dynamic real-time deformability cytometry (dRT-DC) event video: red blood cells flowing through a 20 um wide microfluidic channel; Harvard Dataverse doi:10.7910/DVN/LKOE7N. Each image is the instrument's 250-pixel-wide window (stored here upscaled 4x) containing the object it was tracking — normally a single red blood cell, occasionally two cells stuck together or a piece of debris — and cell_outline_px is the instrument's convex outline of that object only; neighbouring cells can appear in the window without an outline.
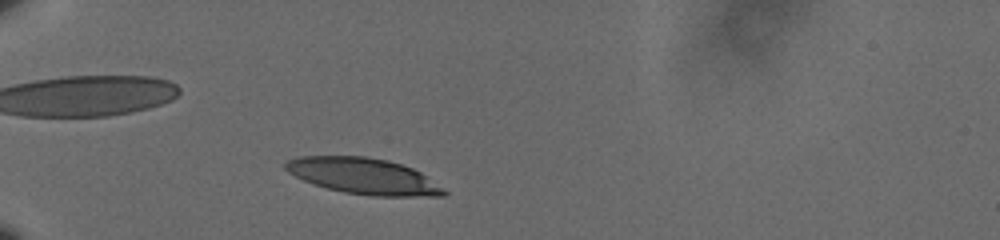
{"species": "human", "species_latin": "Homo sapiens", "temperature_condition": "cold", "stored_images_in_passage": 39, "camera_frame_rate_fps": 3000, "um_per_image_px": 0.085, "donor": {"sex": "male"}, "frame": {"image": 1, "passage_image": 5, "time_ms": 1.333, "image_size_px": [1000, 240], "cell_outline_px": [[448, 192], [444, 196], [372, 196], [344, 192], [328, 188], [304, 180], [288, 172], [284, 168], [284, 164], [288, 160], [300, 156], [364, 156], [388, 160], [412, 168], [420, 172]], "centroid_in_image_um": [30.89, 14.96], "position_along_channel_um": 54.1, "area_um2": 32.95}}
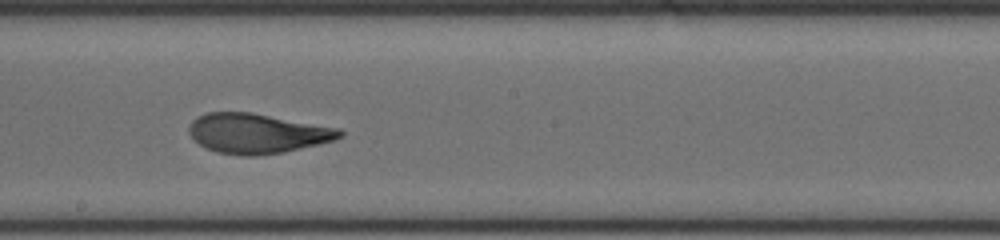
{"frame": {"image": 2, "passage_image": 22, "time_ms": 7.0, "image_size_px": [1000, 240], "cell_outline_px": [[344, 136], [332, 140], [284, 152], [256, 156], [244, 156], [216, 152], [204, 148], [188, 132], [188, 128], [192, 120], [196, 116], [208, 112], [252, 112], [340, 128], [344, 132]], "centroid_in_image_um": [21.84, 11.33], "position_along_channel_um": 226.4, "area_um2": 35.08}}
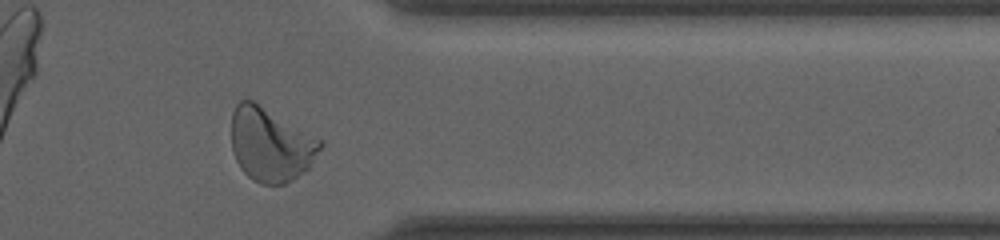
{"frame": {"image": 3, "passage_image": 36, "time_ms": 11.667, "image_size_px": [1000, 240], "cell_outline_px": [[324, 144], [308, 168], [304, 172], [292, 180], [284, 184], [260, 184], [252, 180], [240, 168], [236, 160], [232, 148], [232, 112], [236, 104], [240, 100], [252, 100], [320, 140]], "centroid_in_image_um": [22.97, 12.31], "position_along_channel_um": 388.4, "area_um2": 37.63}, "authors_computed_cell_mechanics": {"area_um2": 34.68, "velocity_mm_per_s": 3.5542, "shape_relaxation_time_tau1_ms": 5.0703, "shape_relaxation_time_tau2_ms": 0.9478, "deformation_change_tau1": 0.1913, "deformation_change_tau2": 0.0757}}